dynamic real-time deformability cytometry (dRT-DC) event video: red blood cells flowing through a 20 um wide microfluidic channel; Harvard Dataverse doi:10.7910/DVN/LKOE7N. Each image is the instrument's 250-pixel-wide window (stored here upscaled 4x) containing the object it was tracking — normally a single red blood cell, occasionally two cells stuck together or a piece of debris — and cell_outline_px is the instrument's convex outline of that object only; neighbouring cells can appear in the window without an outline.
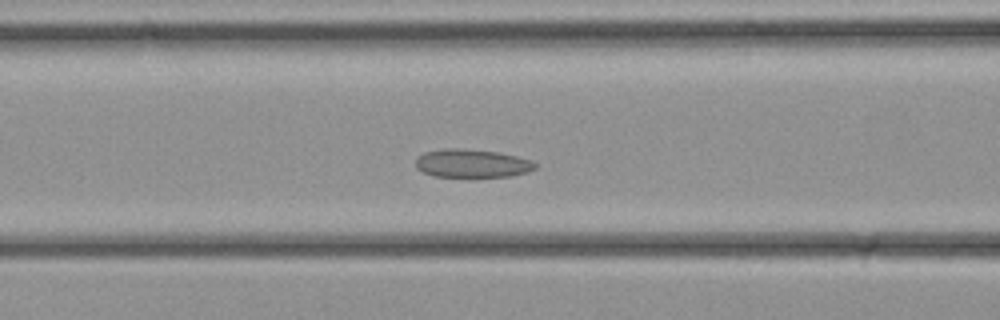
{"species": "common noctule bat (a hibernating species)", "species_latin": "Nyctalus noctula", "temperature_condition": "cold", "stored_images_in_passage": 34, "camera_frame_rate_fps": 3000, "um_per_image_px": 0.085, "animal": {"sex": "female", "body_mass_g": 21.9}, "frame": {"image": 1, "passage_image": 14, "time_ms": 4.333, "image_size_px": [1000, 320], "cell_outline_px": [[536, 168], [528, 172], [512, 176], [432, 176], [416, 168], [416, 156], [424, 152], [444, 148], [460, 148], [496, 152], [516, 156], [532, 160], [536, 164]], "centroid_in_image_um": [40.1, 13.88], "position_along_channel_um": 126.5, "area_um2": 19.65}}
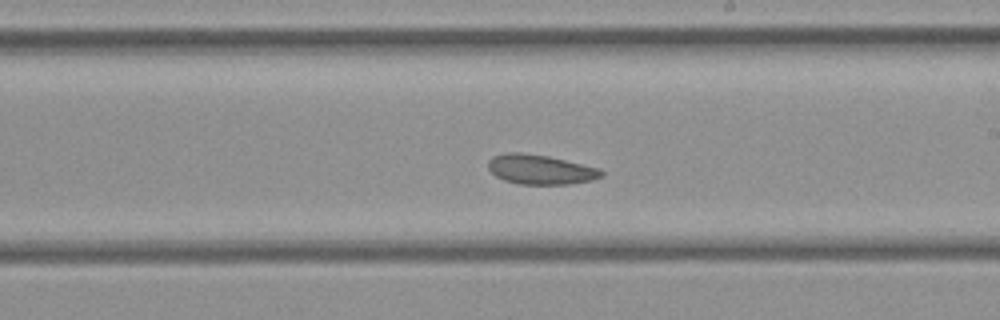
{"frame": {"image": 2, "passage_image": 20, "time_ms": 6.333, "image_size_px": [1000, 320], "cell_outline_px": [[604, 176], [592, 180], [568, 184], [520, 184], [504, 180], [496, 176], [488, 168], [488, 160], [492, 156], [504, 152], [520, 152], [548, 156], [600, 168], [604, 172]], "centroid_in_image_um": [45.93, 14.4], "position_along_channel_um": 243.1, "area_um2": 19.65}}
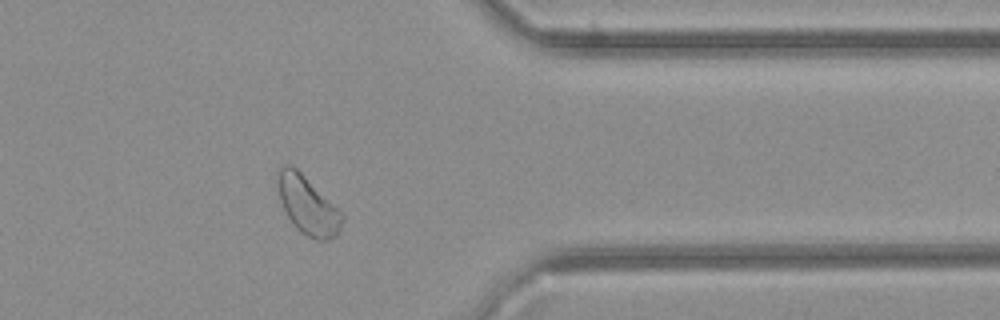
{"frame": {"image": 3, "passage_image": 28, "time_ms": 9.0, "image_size_px": [1000, 320], "cell_outline_px": [[344, 220], [336, 236], [328, 240], [316, 240], [300, 232], [292, 224], [284, 208], [280, 196], [276, 180], [276, 168], [284, 164], [292, 164], [344, 216]], "centroid_in_image_um": [26.11, 17.44], "position_along_channel_um": 385.3, "area_um2": 21.5}}